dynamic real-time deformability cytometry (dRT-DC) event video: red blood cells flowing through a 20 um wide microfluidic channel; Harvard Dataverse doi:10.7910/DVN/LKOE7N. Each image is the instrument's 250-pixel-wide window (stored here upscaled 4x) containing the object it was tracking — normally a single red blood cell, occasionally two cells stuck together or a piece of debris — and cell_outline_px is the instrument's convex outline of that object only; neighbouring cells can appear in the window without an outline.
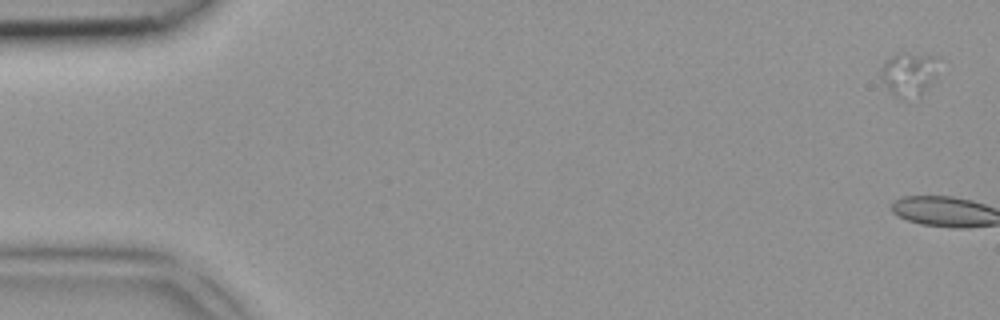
{"species": "common noctule bat (a hibernating species)", "species_latin": "Nyctalus noctula", "temperature_condition": "room temperature", "stored_images_in_passage": 4, "camera_frame_rate_fps": 3000, "um_per_image_px": 0.085, "animal": {"sex": "female", "body_mass_g": 18.4}, "frame": {"image": 1, "passage_image": 1, "time_ms": 0.0, "image_size_px": [1000, 320], "cell_outline_px": [[940, 56], [924, 88], [920, 92], [900, 96], [896, 96], [888, 88], [880, 76], [884, 64], [896, 52], [904, 52]], "centroid_in_image_um": [77.18, 6.15], "position_along_channel_um": 7.8, "area_um2": 13.24}}
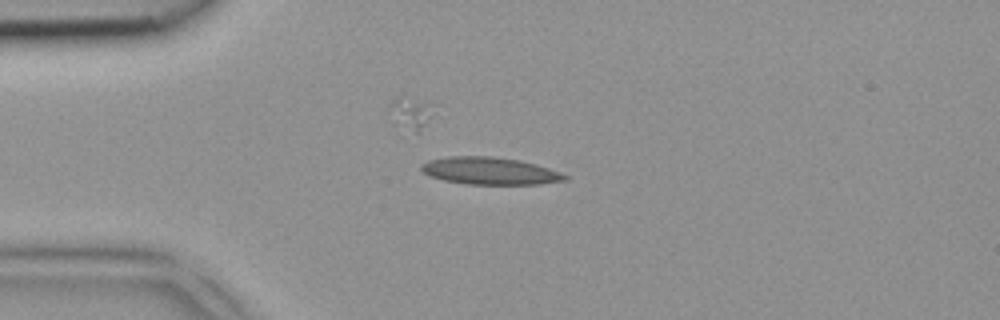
{"frame": {"image": 2, "passage_image": 4, "time_ms": 1.0, "image_size_px": [1000, 320], "cell_outline_px": [[568, 180], [540, 184], [468, 184], [444, 180], [428, 176], [420, 168], [420, 164], [428, 160], [448, 156], [492, 156], [520, 160], [536, 164], [548, 168], [568, 176]], "centroid_in_image_um": [41.61, 14.52], "position_along_channel_um": 43.4, "area_um2": 22.89}}